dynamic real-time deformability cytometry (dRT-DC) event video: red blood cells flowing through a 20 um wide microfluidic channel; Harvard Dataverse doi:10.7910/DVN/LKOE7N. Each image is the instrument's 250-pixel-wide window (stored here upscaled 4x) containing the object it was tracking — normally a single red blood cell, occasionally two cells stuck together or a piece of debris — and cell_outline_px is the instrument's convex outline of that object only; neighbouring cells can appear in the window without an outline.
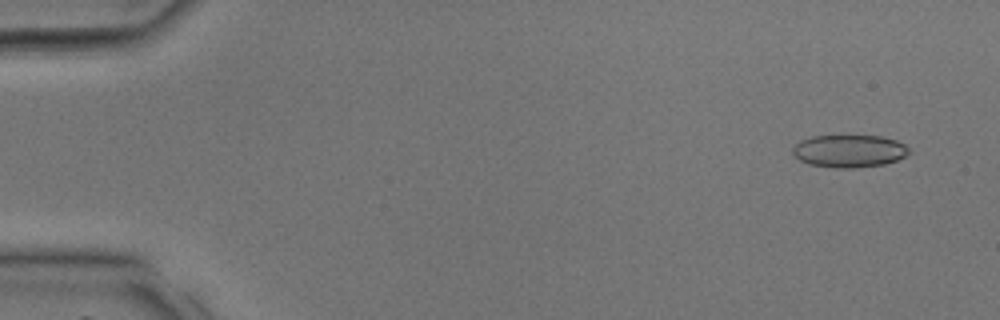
{"species": "common noctule bat (a hibernating species)", "species_latin": "Nyctalus noctula", "temperature_condition": "room temperature", "stored_images_in_passage": 38, "camera_frame_rate_fps": 3000, "um_per_image_px": 0.085, "animal": {"sex": "male", "body_mass_g": 17.9, "forearm_length_mm": 54.2}, "frame": {"image": 1, "passage_image": 3, "time_ms": 0.667, "image_size_px": [1000, 320], "cell_outline_px": [[912, 152], [896, 160], [884, 164], [856, 168], [832, 168], [808, 164], [800, 160], [792, 152], [792, 148], [800, 140], [812, 136], [880, 136], [896, 140], [904, 144]], "centroid_in_image_um": [72.17, 12.84], "position_along_channel_um": 12.8, "area_um2": 22.14}}
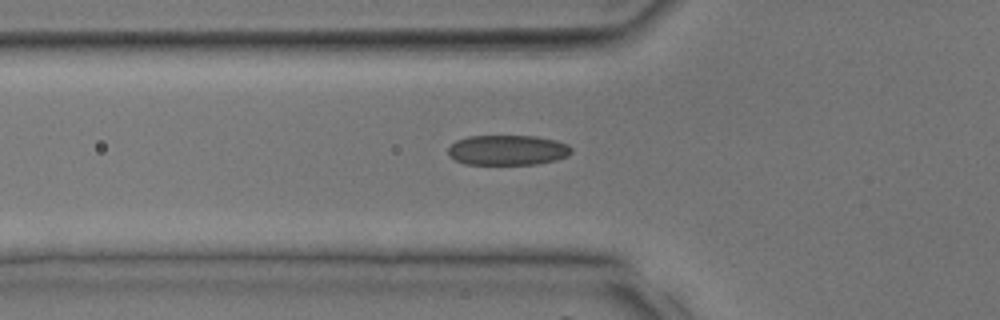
{"frame": {"image": 2, "passage_image": 14, "time_ms": 4.333, "image_size_px": [1000, 320], "cell_outline_px": [[572, 152], [568, 156], [556, 160], [536, 164], [464, 164], [448, 156], [448, 148], [456, 140], [468, 136], [536, 136], [556, 140], [568, 144], [572, 148]], "centroid_in_image_um": [43.15, 12.76], "position_along_channel_um": 82.6, "area_um2": 21.79}}
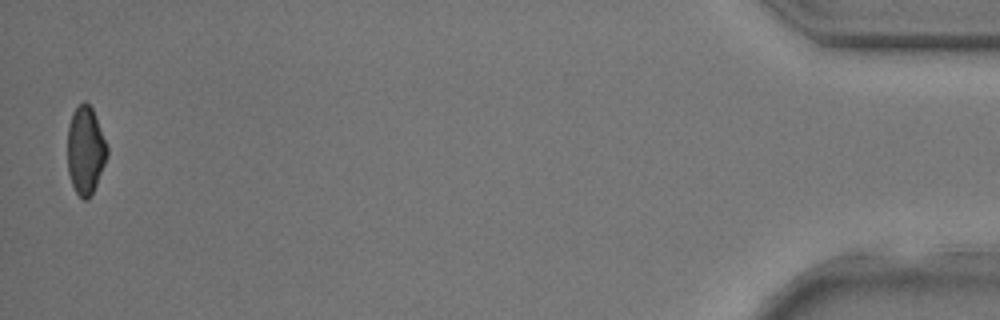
{"frame": {"image": 3, "passage_image": 38, "time_ms": 12.333, "image_size_px": [1000, 320], "cell_outline_px": [[108, 156], [96, 184], [88, 200], [84, 200], [76, 192], [72, 184], [68, 172], [68, 124], [72, 112], [84, 100], [92, 108], [108, 144]], "centroid_in_image_um": [7.28, 12.76], "position_along_channel_um": 427.9, "area_um2": 20.35}}